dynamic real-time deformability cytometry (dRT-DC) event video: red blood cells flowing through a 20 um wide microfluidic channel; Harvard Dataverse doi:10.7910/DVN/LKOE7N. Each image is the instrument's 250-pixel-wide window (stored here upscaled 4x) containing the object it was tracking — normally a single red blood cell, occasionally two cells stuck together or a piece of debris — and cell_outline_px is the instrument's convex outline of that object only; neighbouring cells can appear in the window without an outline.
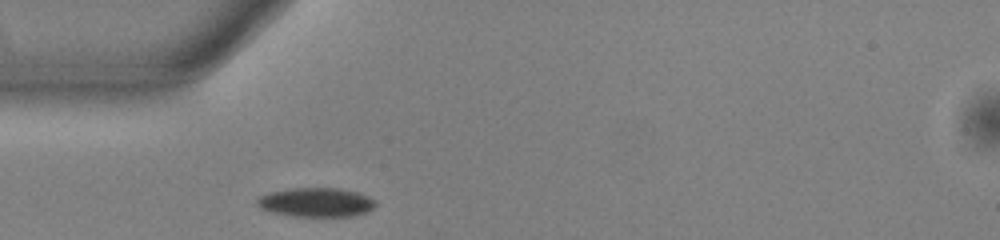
{"species": "common noctule bat (a hibernating species)", "species_latin": "Nyctalus noctula", "temperature_condition": "warm", "stored_images_in_passage": 38, "camera_frame_rate_fps": 3000, "um_per_image_px": 0.085, "animal": {"sex": "male", "body_mass_g": 13.0, "forearm_length_mm": 53.1}, "frame": {"image": 1, "passage_image": 1, "time_ms": 0.0, "image_size_px": [1000, 240], "cell_outline_px": [[376, 204], [368, 212], [352, 216], [292, 216], [268, 212], [260, 208], [256, 204], [256, 200], [260, 196], [268, 192], [292, 188], [340, 188], [356, 192], [368, 196], [376, 200]], "centroid_in_image_um": [26.84, 17.2], "position_along_channel_um": 58.2, "area_um2": 20.29}}
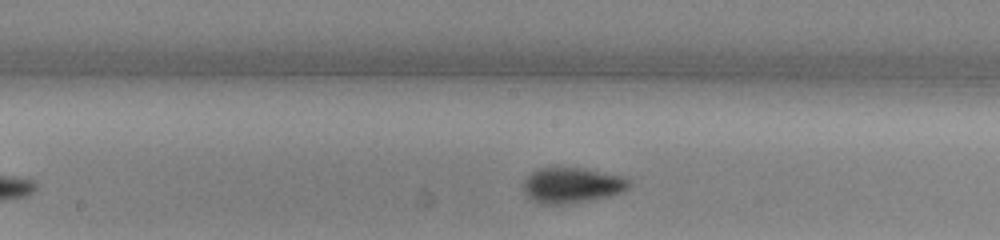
{"frame": {"image": 2, "passage_image": 12, "time_ms": 3.667, "image_size_px": [1000, 240], "cell_outline_px": [[632, 184], [628, 188], [620, 192], [608, 196], [588, 200], [564, 204], [540, 204], [528, 196], [524, 192], [524, 180], [536, 168], [584, 168], [620, 176], [628, 180]], "centroid_in_image_um": [48.59, 15.74], "position_along_channel_um": 199.6, "area_um2": 21.5}}
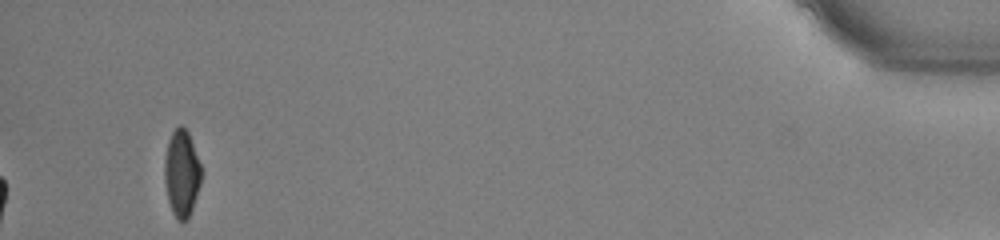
{"frame": {"image": 3, "passage_image": 35, "time_ms": 11.333, "image_size_px": [1000, 240], "cell_outline_px": [[200, 184], [188, 220], [180, 220], [172, 212], [168, 200], [164, 180], [164, 156], [168, 140], [172, 132], [180, 124], [188, 132], [200, 164]], "centroid_in_image_um": [15.41, 14.71], "position_along_channel_um": 419.8, "area_um2": 18.32}, "authors_computed_cell_mechanics": {"area_um2": 19.941, "velocity_mm_per_s": 3.9449, "shape_relaxation_time_tau1_ms": 3.1486, "shape_relaxation_time_tau2_ms": 5.1264, "deformation_change_tau1": 0.1092, "deformation_change_tau2": 0.0912}}